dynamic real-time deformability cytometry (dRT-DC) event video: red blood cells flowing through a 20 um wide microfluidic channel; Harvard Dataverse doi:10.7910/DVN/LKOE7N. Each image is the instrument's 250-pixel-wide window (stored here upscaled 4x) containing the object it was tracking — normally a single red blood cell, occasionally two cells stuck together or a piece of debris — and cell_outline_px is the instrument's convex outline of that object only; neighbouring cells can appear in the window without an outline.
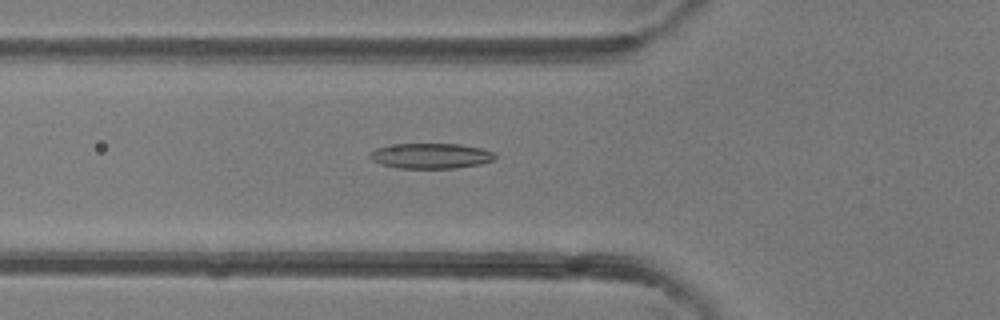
{"species": "common noctule bat (a hibernating species)", "species_latin": "Nyctalus noctula", "temperature_condition": "room temperature", "stored_images_in_passage": 42, "camera_frame_rate_fps": 3000, "um_per_image_px": 0.085, "animal": {"sex": "female"}, "frame": {"image": 1, "passage_image": 15, "time_ms": 4.667, "image_size_px": [1000, 320], "cell_outline_px": [[496, 156], [492, 160], [480, 164], [456, 168], [400, 168], [380, 164], [372, 160], [368, 156], [376, 148], [396, 144], [460, 144], [480, 148], [496, 152]], "centroid_in_image_um": [36.63, 13.25], "position_along_channel_um": 89.2, "area_um2": 18.38}}
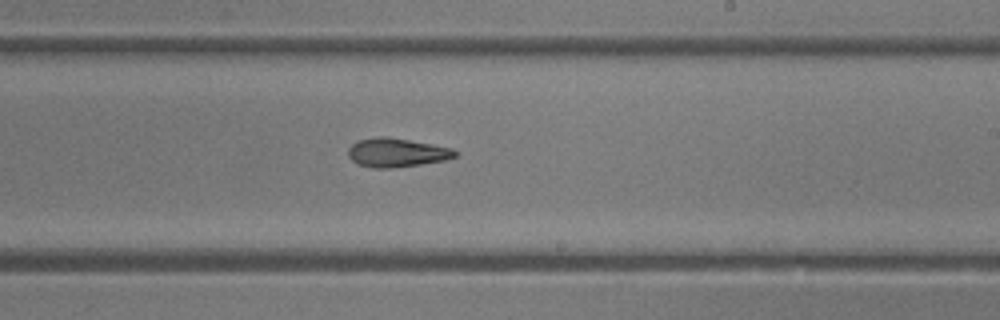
{"frame": {"image": 2, "passage_image": 25, "time_ms": 8.0, "image_size_px": [1000, 320], "cell_outline_px": [[456, 156], [444, 160], [420, 164], [392, 168], [372, 168], [360, 164], [352, 160], [348, 156], [348, 148], [352, 144], [360, 140], [380, 136], [388, 136], [432, 144], [452, 148], [456, 152]], "centroid_in_image_um": [33.7, 12.96], "position_along_channel_um": 255.3, "area_um2": 17.8}}
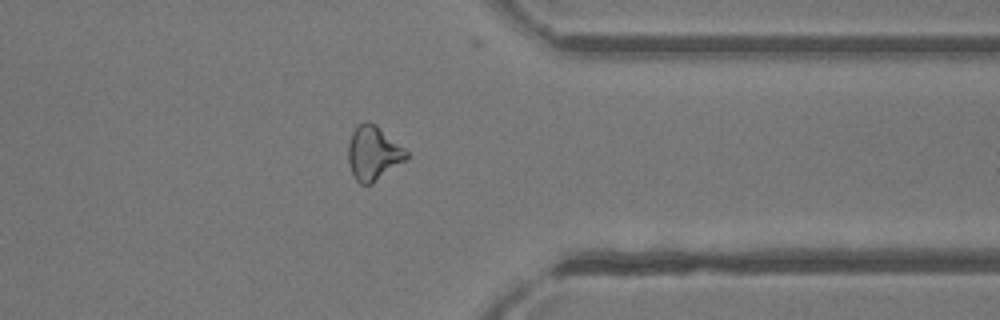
{"frame": {"image": 3, "passage_image": 33, "time_ms": 10.667, "image_size_px": [1000, 320], "cell_outline_px": [[408, 160], [372, 184], [360, 184], [356, 180], [348, 164], [348, 144], [352, 132], [360, 124], [368, 120], [376, 124], [404, 148], [408, 152]], "centroid_in_image_um": [31.75, 13.04], "position_along_channel_um": 379.7, "area_um2": 18.55}}